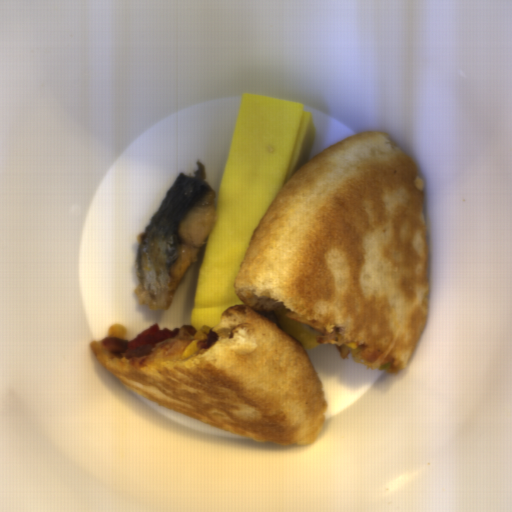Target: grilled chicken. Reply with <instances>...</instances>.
<instances>
[{
	"label": "grilled chicken",
	"mask_w": 512,
	"mask_h": 512,
	"mask_svg": "<svg viewBox=\"0 0 512 512\" xmlns=\"http://www.w3.org/2000/svg\"><path fill=\"white\" fill-rule=\"evenodd\" d=\"M179 329H160L158 323L139 333L132 341L123 338L106 336L102 340L105 350L115 353L119 357H137L152 353L153 347L163 339H172L178 335Z\"/></svg>",
	"instance_id": "277b20a1"
}]
</instances>
